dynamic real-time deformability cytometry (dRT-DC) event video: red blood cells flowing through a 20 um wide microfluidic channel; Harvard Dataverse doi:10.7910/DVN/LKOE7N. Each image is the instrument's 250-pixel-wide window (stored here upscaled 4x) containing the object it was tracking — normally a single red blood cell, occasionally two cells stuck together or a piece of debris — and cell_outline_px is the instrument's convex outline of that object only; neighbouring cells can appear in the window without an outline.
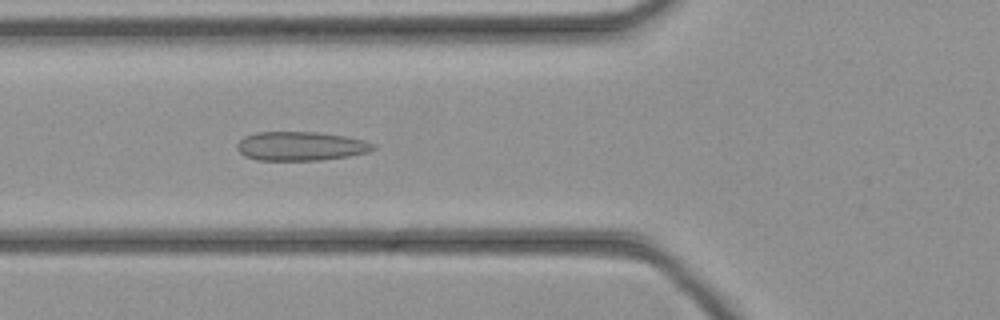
{"species": "common noctule bat (a hibernating species)", "species_latin": "Nyctalus noctula", "temperature_condition": "cold", "stored_images_in_passage": 43, "camera_frame_rate_fps": 3000, "um_per_image_px": 0.085, "animal": {"sex": "female", "body_mass_g": 21.9}, "frame": {"image": 1, "passage_image": 15, "time_ms": 4.667, "image_size_px": [1000, 320], "cell_outline_px": [[376, 148], [368, 152], [348, 156], [320, 160], [256, 160], [244, 156], [236, 148], [236, 144], [244, 136], [256, 132], [316, 132], [348, 136], [364, 140], [376, 144]], "centroid_in_image_um": [25.56, 12.42], "position_along_channel_um": 100.2, "area_um2": 23.18}}
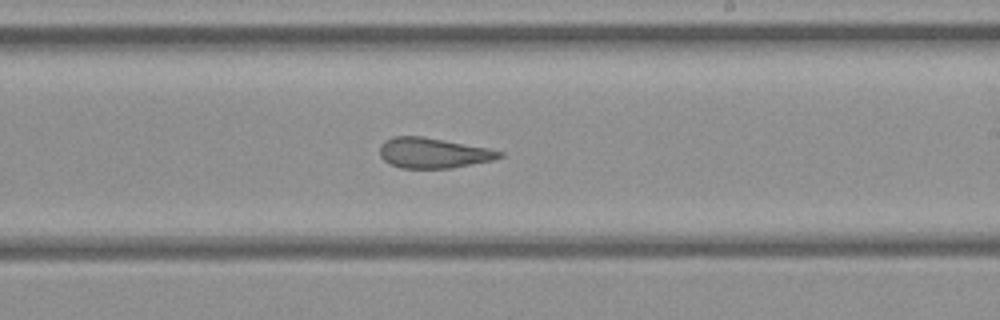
{"frame": {"image": 2, "passage_image": 25, "time_ms": 8.0, "image_size_px": [1000, 320], "cell_outline_px": [[504, 156], [492, 160], [452, 168], [400, 168], [384, 160], [380, 156], [380, 144], [384, 140], [392, 136], [420, 136], [444, 140], [488, 148], [504, 152]], "centroid_in_image_um": [36.81, 13.0], "position_along_channel_um": 252.2, "area_um2": 21.1}}
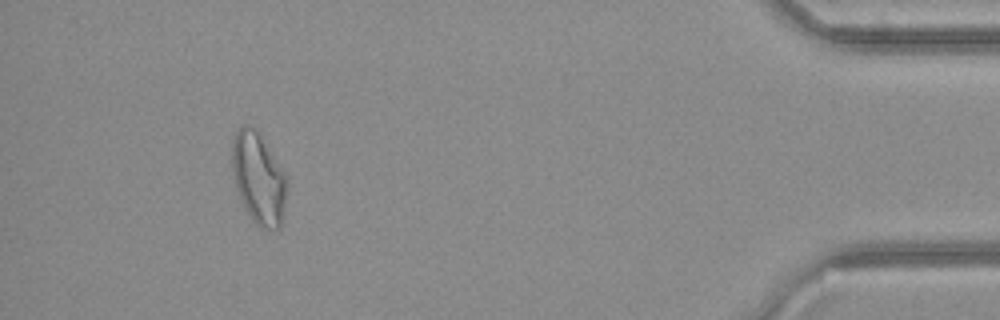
{"frame": {"image": 3, "passage_image": 40, "time_ms": 13.0, "image_size_px": [1000, 320], "cell_outline_px": [[288, 188], [284, 216], [280, 228], [260, 228], [252, 220], [244, 208], [236, 188], [232, 168], [232, 144], [236, 132], [244, 124], [248, 124], [256, 128], [260, 132], [288, 176]], "centroid_in_image_um": [22.02, 15.15], "position_along_channel_um": 413.2, "area_um2": 29.94}}